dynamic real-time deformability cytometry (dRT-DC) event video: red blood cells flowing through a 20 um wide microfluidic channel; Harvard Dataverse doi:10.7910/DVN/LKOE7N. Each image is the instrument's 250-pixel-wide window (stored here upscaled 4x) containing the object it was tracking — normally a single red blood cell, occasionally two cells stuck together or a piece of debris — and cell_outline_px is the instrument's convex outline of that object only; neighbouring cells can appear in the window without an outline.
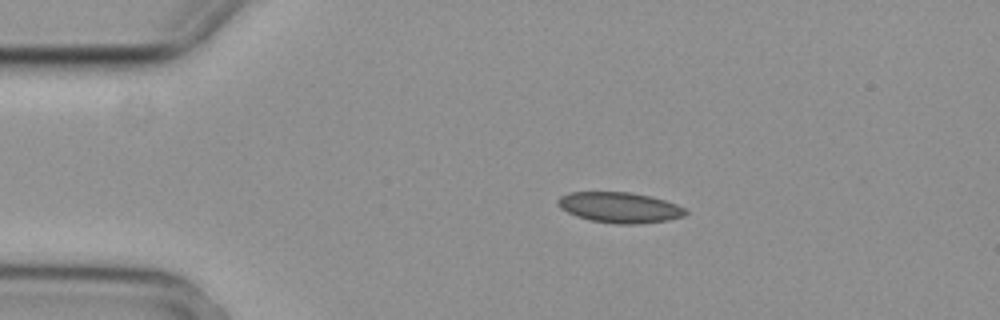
{"species": "common noctule bat (a hibernating species)", "species_latin": "Nyctalus noctula", "temperature_condition": "cold", "stored_images_in_passage": 3, "camera_frame_rate_fps": 3000, "um_per_image_px": 0.085, "animal": {"sex": "female", "body_mass_g": 29.2, "forearm_length_mm": 56.3}, "frame": {"image": 1, "passage_image": 2, "time_ms": 0.333, "image_size_px": [1000, 320], "cell_outline_px": [[688, 212], [684, 216], [668, 220], [640, 224], [616, 224], [592, 220], [576, 216], [560, 208], [556, 204], [556, 200], [560, 196], [568, 192], [628, 192], [652, 196], [676, 204], [684, 208]], "centroid_in_image_um": [52.65, 17.63], "position_along_channel_um": 32.3, "area_um2": 22.83}}